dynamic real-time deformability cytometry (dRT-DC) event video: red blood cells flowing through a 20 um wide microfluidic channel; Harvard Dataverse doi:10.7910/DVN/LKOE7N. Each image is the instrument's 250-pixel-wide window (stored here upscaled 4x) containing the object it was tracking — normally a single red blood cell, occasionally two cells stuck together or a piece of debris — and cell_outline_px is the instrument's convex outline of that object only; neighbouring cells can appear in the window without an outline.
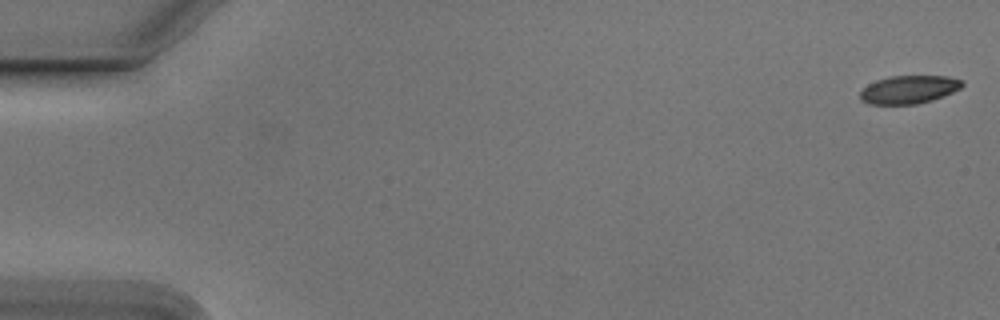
{"species": "Egyptian fruit bat (a non-hibernating species)", "species_latin": "Rousettus aegyptiacus", "temperature_condition": "cold", "stored_images_in_passage": 6, "camera_frame_rate_fps": 3000, "um_per_image_px": 0.085, "animal": {"sex": "male"}, "frame": {"image": 1, "passage_image": 1, "time_ms": 0.0, "image_size_px": [1000, 320], "cell_outline_px": [[964, 84], [960, 88], [944, 96], [932, 100], [916, 104], [868, 104], [860, 100], [860, 92], [868, 84], [876, 80], [892, 76], [948, 76], [964, 80]], "centroid_in_image_um": [77.26, 7.61], "position_along_channel_um": 7.7, "area_um2": 16.76}}